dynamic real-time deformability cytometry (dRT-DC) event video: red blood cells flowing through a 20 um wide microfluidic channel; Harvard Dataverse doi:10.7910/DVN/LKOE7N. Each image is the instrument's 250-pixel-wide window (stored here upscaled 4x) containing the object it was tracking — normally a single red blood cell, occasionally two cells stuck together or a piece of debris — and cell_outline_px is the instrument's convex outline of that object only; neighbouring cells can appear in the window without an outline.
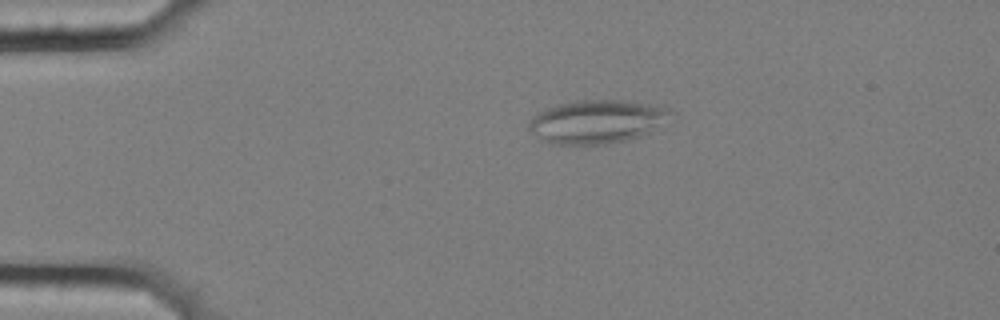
{"species": "common noctule bat (a hibernating species)", "species_latin": "Nyctalus noctula", "temperature_condition": "cold", "stored_images_in_passage": 58, "camera_frame_rate_fps": 3000, "um_per_image_px": 0.085, "animal": {"sex": "female", "body_mass_g": 25.1}, "frame": {"image": 1, "passage_image": 12, "time_ms": 3.667, "image_size_px": [1000, 320], "cell_outline_px": [[676, 112], [648, 132], [624, 140], [604, 144], [548, 144], [540, 140], [528, 128], [528, 124], [536, 112], [556, 104], [576, 100], [624, 100], [648, 104], [664, 108]], "centroid_in_image_um": [50.64, 10.33], "position_along_channel_um": 34.4, "area_um2": 35.55}}
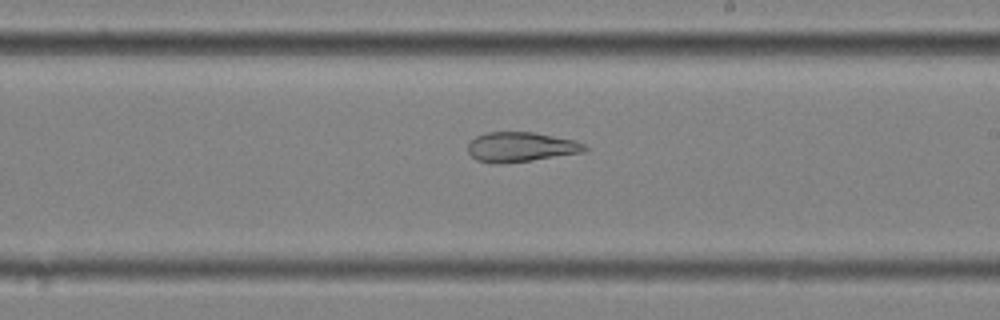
{"frame": {"image": 2, "passage_image": 34, "time_ms": 11.0, "image_size_px": [1000, 320], "cell_outline_px": [[588, 148], [584, 152], [532, 160], [500, 164], [492, 164], [476, 160], [468, 152], [468, 144], [476, 136], [488, 132], [532, 132], [576, 140], [584, 144]], "centroid_in_image_um": [44.26, 12.5], "position_along_channel_um": 244.7, "area_um2": 20.29}}
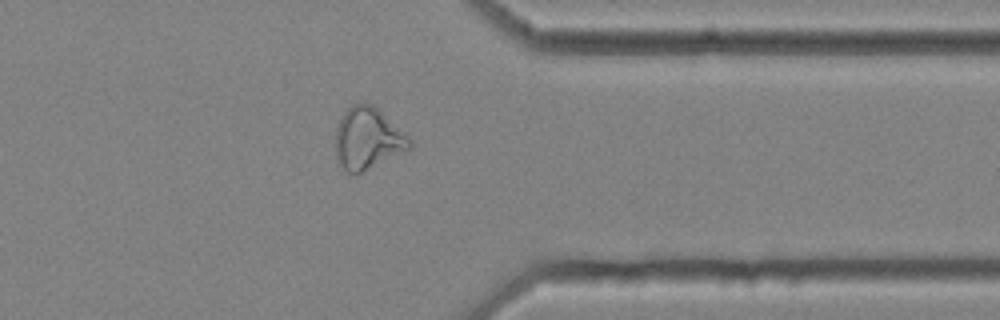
{"frame": {"image": 3, "passage_image": 46, "time_ms": 15.0, "image_size_px": [1000, 320], "cell_outline_px": [[412, 148], [356, 176], [348, 172], [336, 160], [336, 128], [340, 116], [352, 104], [372, 104], [404, 132], [412, 140]], "centroid_in_image_um": [31.25, 11.81], "position_along_channel_um": 380.1, "area_um2": 26.76}, "authors_computed_cell_mechanics": {"area_um2": 28.8422, "velocity_mm_per_s": 3.5174, "shape_relaxation_time_tau1_ms": null, "shape_relaxation_time_tau2_ms": 2.677, "deformation_change_tau1": null, "deformation_change_tau2": 0.1102}}